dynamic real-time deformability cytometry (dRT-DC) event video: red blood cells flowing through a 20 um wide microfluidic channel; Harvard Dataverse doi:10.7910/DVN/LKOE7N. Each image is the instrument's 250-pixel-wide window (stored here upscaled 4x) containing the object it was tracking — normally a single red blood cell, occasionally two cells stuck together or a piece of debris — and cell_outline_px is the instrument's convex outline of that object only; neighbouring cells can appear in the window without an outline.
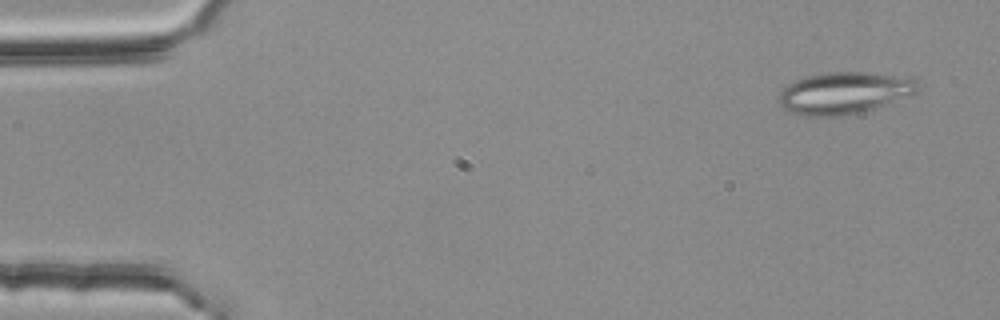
{"species": "common noctule bat (a hibernating species)", "species_latin": "Nyctalus noctula", "temperature_condition": "room temperature", "stored_images_in_passage": 4, "camera_frame_rate_fps": 3000, "um_per_image_px": 0.085, "animal": {"sex": "female", "body_mass_g": 25.1}, "frame": {"image": 1, "passage_image": 1, "time_ms": 0.0, "image_size_px": [1000, 320], "cell_outline_px": [[924, 84], [916, 92], [864, 112], [840, 116], [804, 116], [788, 112], [776, 100], [780, 92], [788, 84], [796, 80], [808, 76], [828, 72], [876, 72], [912, 76]], "centroid_in_image_um": [71.81, 7.88], "position_along_channel_um": 13.2, "area_um2": 34.51}}